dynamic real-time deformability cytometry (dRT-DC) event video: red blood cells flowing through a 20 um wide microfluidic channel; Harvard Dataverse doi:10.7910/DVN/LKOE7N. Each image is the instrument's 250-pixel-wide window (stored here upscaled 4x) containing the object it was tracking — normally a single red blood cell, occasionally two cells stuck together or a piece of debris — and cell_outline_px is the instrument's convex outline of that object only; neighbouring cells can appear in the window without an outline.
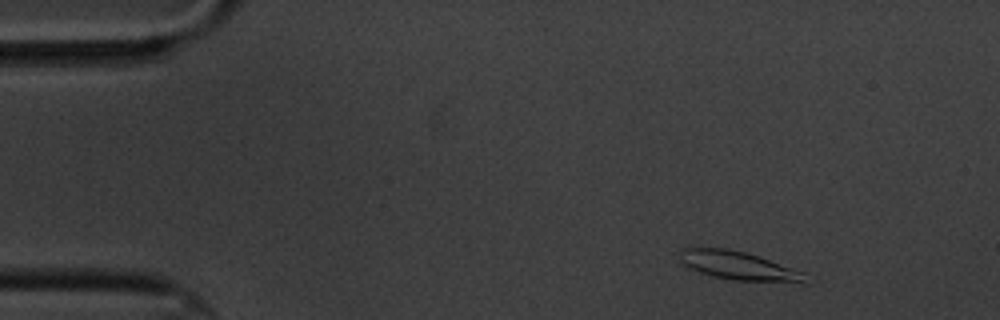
{"species": "common noctule bat (a hibernating species)", "species_latin": "Nyctalus noctula", "temperature_condition": "cold", "stored_images_in_passage": 9, "camera_frame_rate_fps": 3000, "um_per_image_px": 0.085, "animal": {"sex": "male", "body_mass_g": 20.1, "forearm_length_mm": 53.5}, "frame": {"image": 1, "passage_image": 1, "time_ms": 0.0, "image_size_px": [1000, 320], "cell_outline_px": [[804, 272], [800, 280], [732, 280], [712, 276], [688, 268], [680, 260], [680, 252], [688, 244], [692, 244], [728, 248], [760, 256]], "centroid_in_image_um": [62.49, 22.48], "position_along_channel_um": 22.5, "area_um2": 20.58}}
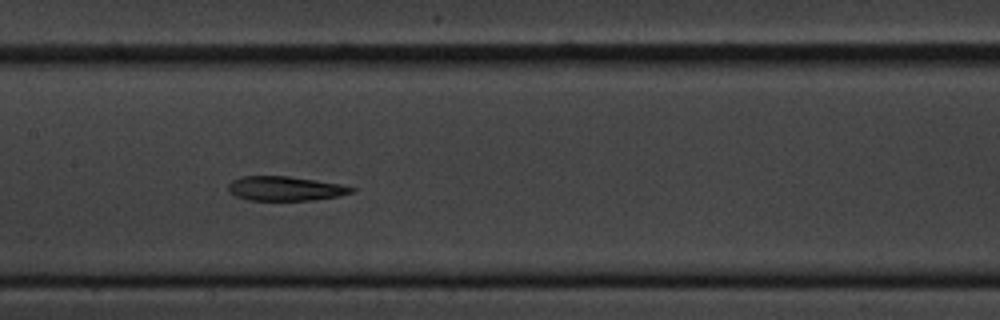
{"frame": {"image": 2, "passage_image": 7, "time_ms": 7.0, "image_size_px": [1000, 320], "cell_outline_px": [[356, 192], [340, 196], [316, 200], [248, 200], [236, 196], [228, 192], [228, 184], [232, 180], [240, 176], [288, 176], [316, 180], [340, 184], [356, 188]], "centroid_in_image_um": [24.26, 16.03], "position_along_channel_um": 183.1, "area_um2": 17.74}}
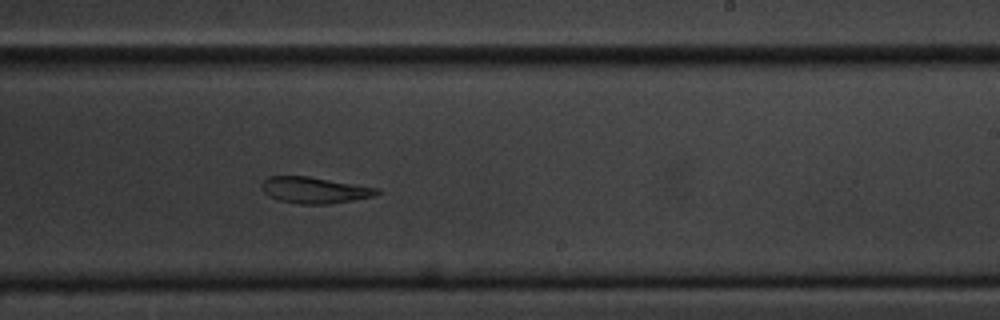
{"frame": {"image": 3, "passage_image": 9, "time_ms": 9.333, "image_size_px": [1000, 320], "cell_outline_px": [[380, 192], [372, 196], [352, 200], [328, 204], [300, 204], [276, 200], [264, 192], [260, 184], [268, 176], [308, 176], [376, 188]], "centroid_in_image_um": [26.65, 16.16], "position_along_channel_um": 262.3, "area_um2": 17.4}}